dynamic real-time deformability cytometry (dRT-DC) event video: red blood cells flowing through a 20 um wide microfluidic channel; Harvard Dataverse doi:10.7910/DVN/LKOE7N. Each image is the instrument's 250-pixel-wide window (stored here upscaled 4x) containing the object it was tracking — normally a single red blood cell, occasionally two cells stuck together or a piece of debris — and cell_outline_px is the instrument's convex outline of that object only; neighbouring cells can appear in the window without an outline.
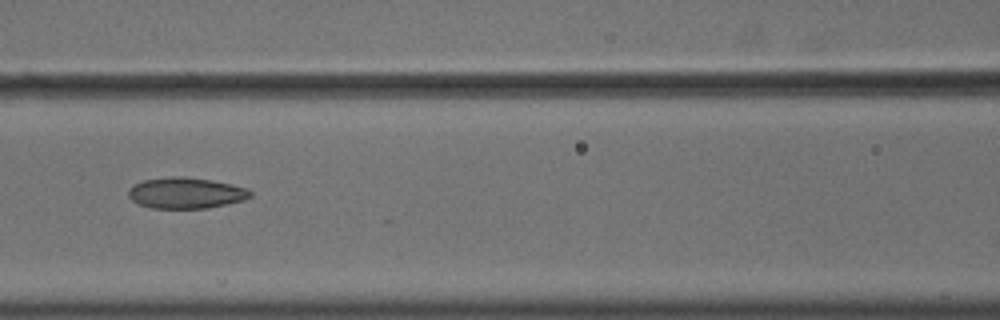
{"species": "common noctule bat (a hibernating species)", "species_latin": "Nyctalus noctula", "temperature_condition": "cold", "stored_images_in_passage": 27, "camera_frame_rate_fps": 3000, "um_per_image_px": 0.085, "animal": {"sex": "male", "body_mass_g": 18.8}, "frame": {"image": 1, "passage_image": 26, "time_ms": 8.333, "image_size_px": [1000, 320], "cell_outline_px": [[252, 196], [244, 200], [208, 208], [152, 208], [140, 204], [132, 200], [128, 196], [128, 188], [132, 184], [144, 180], [168, 176], [184, 176], [212, 180], [232, 184], [248, 188], [252, 192]], "centroid_in_image_um": [15.8, 16.39], "position_along_channel_um": 150.8, "area_um2": 22.25}}